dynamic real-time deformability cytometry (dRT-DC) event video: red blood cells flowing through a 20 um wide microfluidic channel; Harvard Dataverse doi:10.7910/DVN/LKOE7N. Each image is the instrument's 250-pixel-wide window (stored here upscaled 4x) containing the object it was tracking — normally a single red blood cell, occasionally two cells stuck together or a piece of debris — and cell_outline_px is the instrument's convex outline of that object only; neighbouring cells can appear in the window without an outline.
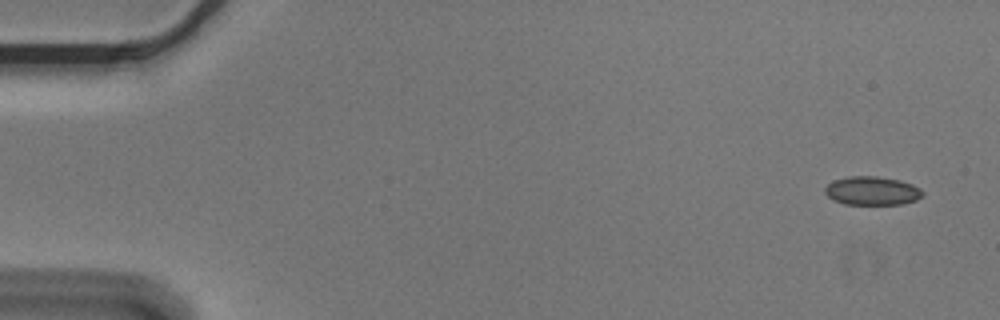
{"species": "Egyptian fruit bat (a non-hibernating species)", "species_latin": "Rousettus aegyptiacus", "temperature_condition": "cold", "stored_images_in_passage": 4, "camera_frame_rate_fps": 3000, "um_per_image_px": 0.085, "animal": {"sex": "male"}, "frame": {"image": 1, "passage_image": 1, "time_ms": 0.0, "image_size_px": [1000, 320], "cell_outline_px": [[924, 196], [916, 200], [900, 204], [844, 204], [828, 196], [824, 192], [824, 188], [832, 180], [848, 176], [876, 176], [900, 180], [912, 184], [920, 188], [924, 192]], "centroid_in_image_um": [74.14, 16.21], "position_along_channel_um": 10.9, "area_um2": 16.36}}
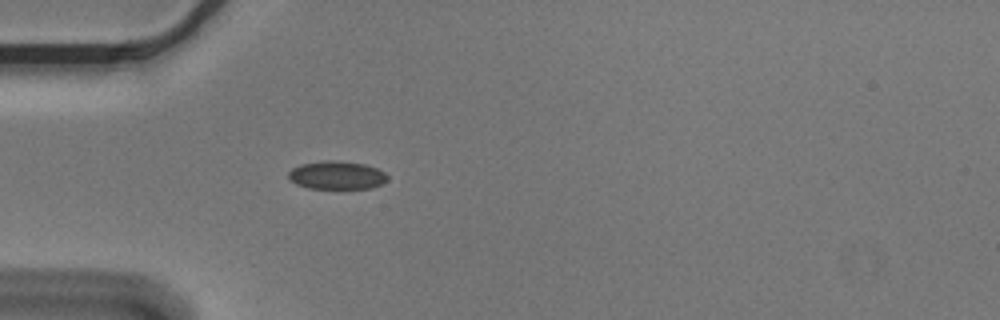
{"frame": {"image": 2, "passage_image": 4, "time_ms": 1.0, "image_size_px": [1000, 320], "cell_outline_px": [[388, 180], [372, 188], [308, 188], [296, 184], [288, 176], [288, 172], [292, 168], [300, 164], [324, 160], [336, 160], [364, 164], [376, 168], [384, 172], [388, 176]], "centroid_in_image_um": [28.62, 14.88], "position_along_channel_um": 56.4, "area_um2": 16.24}}